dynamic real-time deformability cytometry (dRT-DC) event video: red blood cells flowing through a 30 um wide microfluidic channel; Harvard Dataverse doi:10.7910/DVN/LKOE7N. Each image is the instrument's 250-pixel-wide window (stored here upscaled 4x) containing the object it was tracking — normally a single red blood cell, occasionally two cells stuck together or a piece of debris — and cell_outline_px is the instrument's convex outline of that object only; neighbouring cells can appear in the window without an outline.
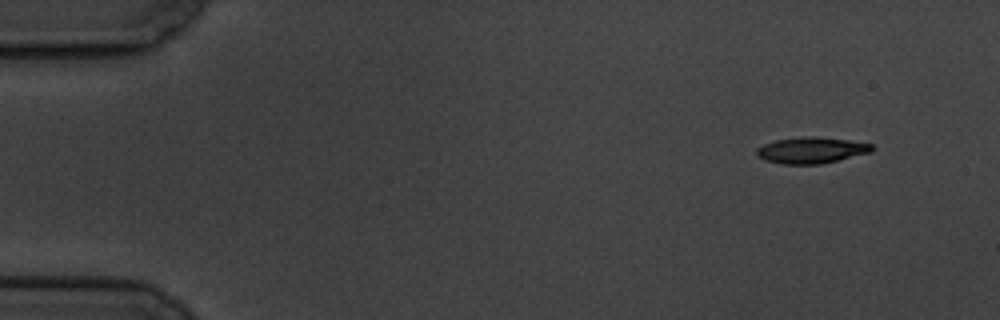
{"species": "common noctule bat (a hibernating species)", "species_latin": "Nyctalus noctula", "temperature_condition": "cold", "stored_images_in_passage": 9, "camera_frame_rate_fps": 3000, "um_per_image_px": 0.085, "animal": {"sex": "male", "body_mass_g": 19.5, "forearm_length_mm": 54.6}, "frame": {"image": 1, "passage_image": 1, "time_ms": 0.0, "image_size_px": [1000, 320], "cell_outline_px": [[872, 152], [820, 164], [784, 164], [764, 160], [756, 156], [756, 148], [764, 144], [776, 140], [804, 136], [812, 136], [848, 140], [872, 144]], "centroid_in_image_um": [68.92, 12.77], "position_along_channel_um": 16.1, "area_um2": 17.51}}
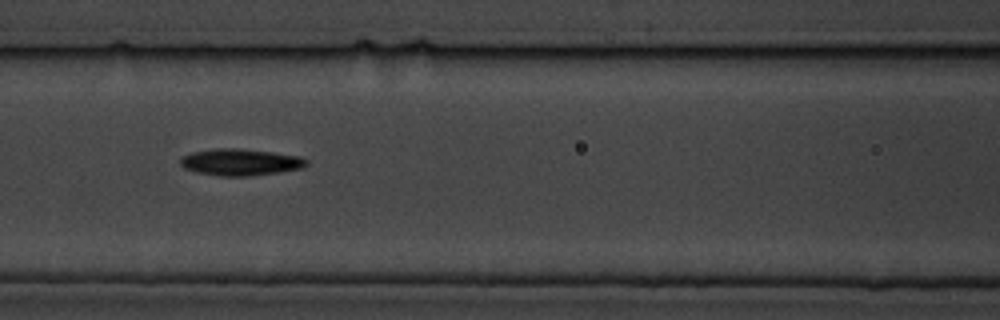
{"frame": {"image": 2, "passage_image": 7, "time_ms": 7.0, "image_size_px": [1000, 320], "cell_outline_px": [[308, 164], [304, 168], [280, 172], [248, 176], [216, 176], [196, 172], [184, 168], [180, 164], [180, 160], [184, 156], [192, 152], [216, 148], [236, 148], [272, 152], [300, 156], [308, 160]], "centroid_in_image_um": [20.46, 13.79], "position_along_channel_um": 146.1, "area_um2": 19.71}}
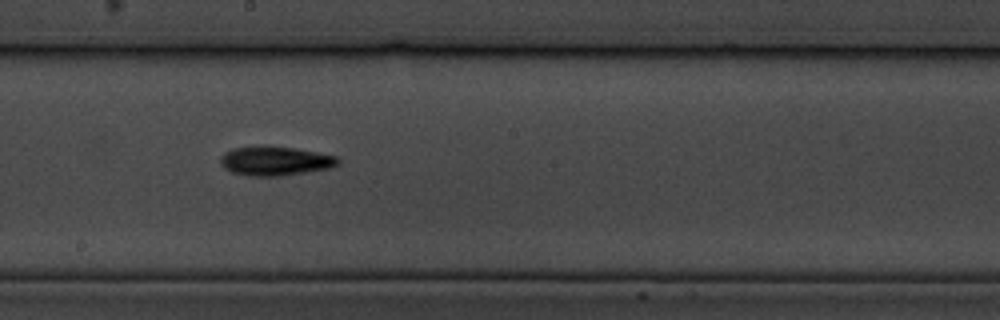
{"frame": {"image": 3, "passage_image": 9, "time_ms": 9.333, "image_size_px": [1000, 320], "cell_outline_px": [[340, 164], [332, 168], [280, 176], [252, 176], [232, 172], [224, 168], [220, 164], [220, 156], [224, 152], [232, 148], [260, 144], [264, 144], [292, 148], [316, 152], [336, 156], [340, 160]], "centroid_in_image_um": [23.36, 13.66], "position_along_channel_um": 224.8, "area_um2": 20.4}}